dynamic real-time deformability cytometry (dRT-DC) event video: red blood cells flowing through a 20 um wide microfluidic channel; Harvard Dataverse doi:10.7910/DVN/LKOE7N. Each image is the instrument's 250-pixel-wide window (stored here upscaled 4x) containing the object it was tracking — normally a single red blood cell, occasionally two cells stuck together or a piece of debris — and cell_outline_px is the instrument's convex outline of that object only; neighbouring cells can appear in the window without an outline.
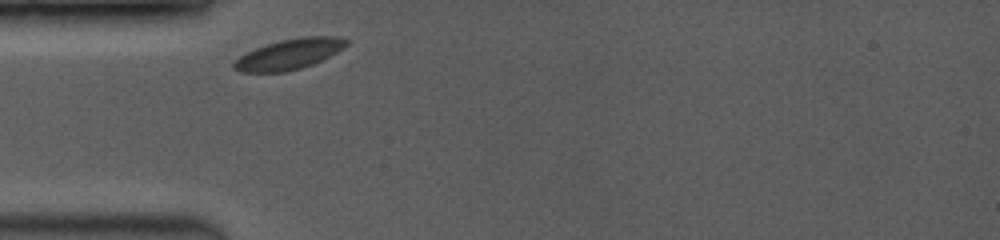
{"species": "common noctule bat (a hibernating species)", "species_latin": "Nyctalus noctula", "temperature_condition": "room temperature", "stored_images_in_passage": 21, "camera_frame_rate_fps": 3500, "um_per_image_px": 0.085, "animal": {"sex": "female", "body_mass_g": 19.0, "forearm_length_mm": 53.3}, "frame": {"image": 1, "passage_image": 1, "time_ms": 0.0, "image_size_px": [1000, 240], "cell_outline_px": [[348, 44], [344, 48], [312, 64], [300, 68], [284, 72], [240, 72], [232, 68], [232, 64], [240, 56], [256, 48], [280, 40], [300, 36], [340, 36], [348, 40]], "centroid_in_image_um": [24.59, 4.59], "position_along_channel_um": 60.4, "area_um2": 19.83}}
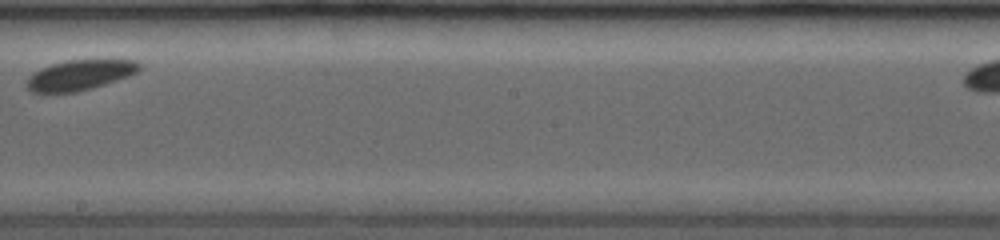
{"frame": {"image": 2, "passage_image": 12, "time_ms": 4.857, "image_size_px": [1000, 240], "cell_outline_px": [[140, 68], [136, 72], [128, 76], [92, 88], [76, 92], [32, 92], [24, 84], [24, 80], [32, 72], [40, 68], [64, 60], [136, 60], [140, 64]], "centroid_in_image_um": [6.71, 6.37], "position_along_channel_um": 241.5, "area_um2": 19.83}}
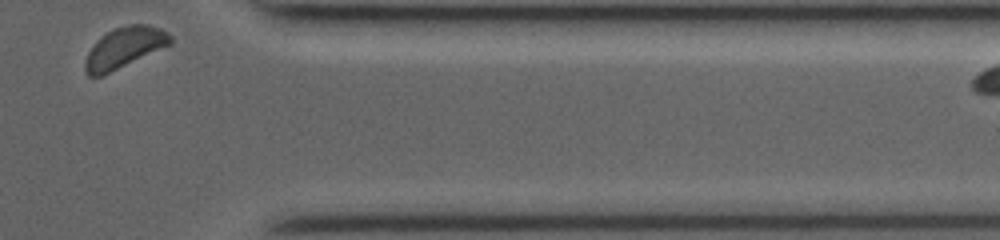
{"frame": {"image": 3, "passage_image": 21, "time_ms": 9.143, "image_size_px": [1000, 240], "cell_outline_px": [[172, 44], [100, 76], [88, 76], [84, 72], [84, 64], [88, 52], [108, 32], [116, 28], [128, 24], [148, 24], [160, 28], [168, 32], [172, 36]], "centroid_in_image_um": [10.61, 4.04], "position_along_channel_um": 400.8, "area_um2": 19.77}}